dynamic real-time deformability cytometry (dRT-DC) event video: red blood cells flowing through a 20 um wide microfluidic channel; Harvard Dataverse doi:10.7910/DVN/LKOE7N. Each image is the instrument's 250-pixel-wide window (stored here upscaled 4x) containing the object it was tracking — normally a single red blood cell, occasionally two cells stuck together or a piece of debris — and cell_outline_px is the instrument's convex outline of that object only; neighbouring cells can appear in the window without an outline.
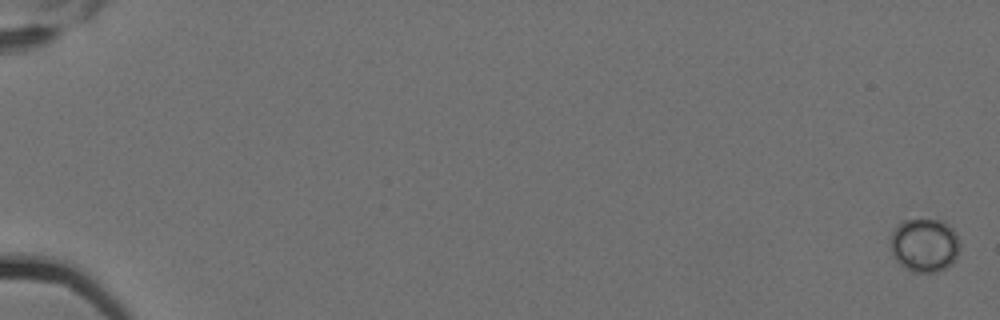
{"species": "Egyptian fruit bat (a non-hibernating species)", "species_latin": "Rousettus aegyptiacus", "temperature_condition": "cold", "stored_images_in_passage": 7, "camera_frame_rate_fps": 3000, "um_per_image_px": 0.085, "animal": {"sex": "female"}, "frame": {"image": 1, "passage_image": 1, "time_ms": 0.0, "image_size_px": [1000, 320], "cell_outline_px": [[960, 252], [956, 260], [952, 264], [940, 272], [912, 272], [904, 268], [892, 256], [892, 232], [904, 220], [944, 220], [956, 232], [960, 240]], "centroid_in_image_um": [78.65, 20.86], "position_along_channel_um": 6.4, "area_um2": 21.96}}
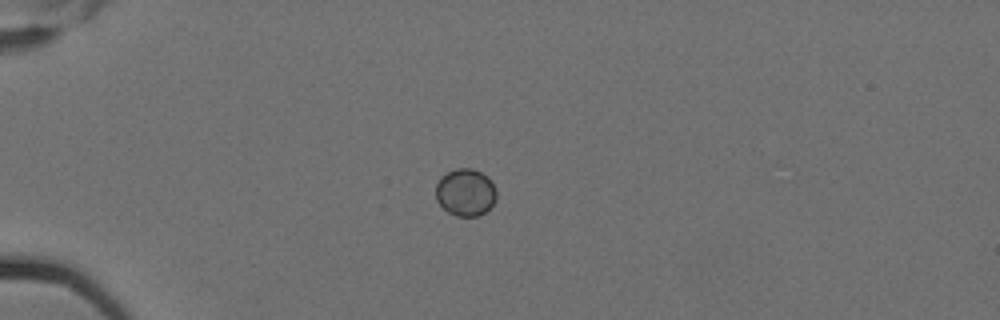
{"frame": {"image": 2, "passage_image": 6, "time_ms": 1.667, "image_size_px": [1000, 320], "cell_outline_px": [[496, 200], [484, 212], [476, 216], [456, 216], [448, 212], [436, 200], [436, 184], [440, 176], [456, 168], [472, 168], [488, 176], [496, 192]], "centroid_in_image_um": [39.54, 16.33], "position_along_channel_um": 45.5, "area_um2": 16.65}}
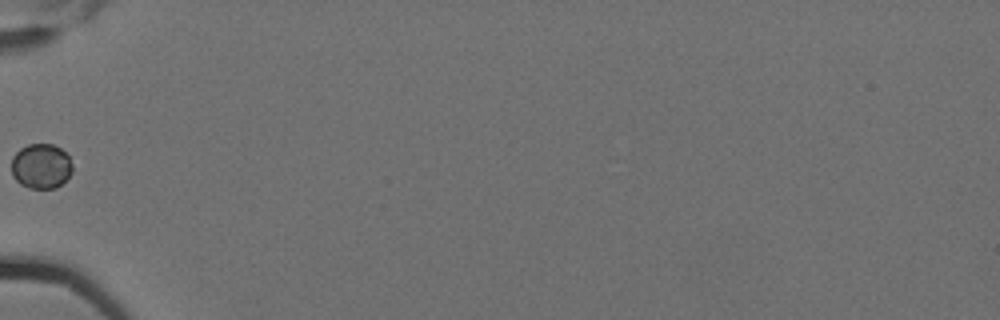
{"frame": {"image": 3, "passage_image": 7, "time_ms": 2.0, "image_size_px": [1000, 320], "cell_outline_px": [[72, 172], [56, 188], [28, 188], [20, 184], [12, 176], [12, 156], [20, 148], [28, 144], [52, 144], [60, 148], [68, 156], [72, 164]], "centroid_in_image_um": [3.47, 14.12], "position_along_channel_um": 81.5, "area_um2": 15.95}}